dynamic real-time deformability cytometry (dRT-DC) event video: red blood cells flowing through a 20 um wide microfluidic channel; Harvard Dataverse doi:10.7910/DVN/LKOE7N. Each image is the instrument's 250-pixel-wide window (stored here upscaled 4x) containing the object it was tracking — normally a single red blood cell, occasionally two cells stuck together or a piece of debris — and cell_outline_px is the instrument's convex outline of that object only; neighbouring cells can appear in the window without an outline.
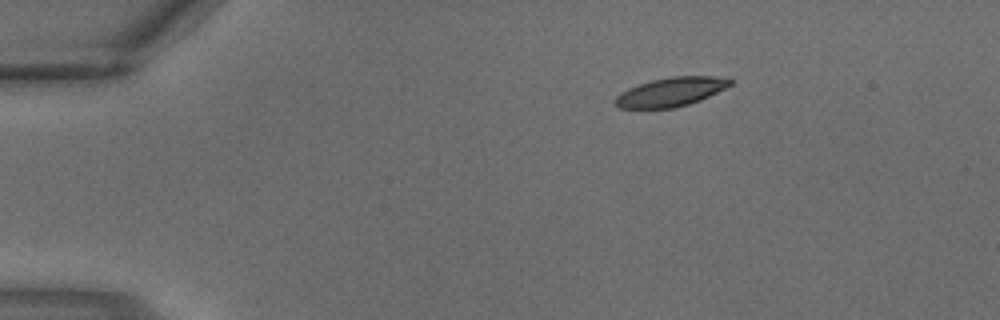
{"species": "common noctule bat (a hibernating species)", "species_latin": "Nyctalus noctula", "temperature_condition": "warm", "stored_images_in_passage": 3, "segment_of_instrument_passage": [1, 2], "camera_frame_rate_fps": 3000, "um_per_image_px": 0.085, "animal": {"sex": "male", "body_mass_g": 18.8}, "frame": {"image": 1, "passage_image": 1, "time_ms": 0.0, "image_size_px": [1000, 320], "cell_outline_px": [[732, 84], [700, 100], [688, 104], [672, 108], [620, 108], [616, 104], [616, 96], [620, 92], [628, 88], [652, 80], [672, 76], [712, 76], [732, 80]], "centroid_in_image_um": [57.0, 7.81], "position_along_channel_um": 28.0, "area_um2": 19.02}}